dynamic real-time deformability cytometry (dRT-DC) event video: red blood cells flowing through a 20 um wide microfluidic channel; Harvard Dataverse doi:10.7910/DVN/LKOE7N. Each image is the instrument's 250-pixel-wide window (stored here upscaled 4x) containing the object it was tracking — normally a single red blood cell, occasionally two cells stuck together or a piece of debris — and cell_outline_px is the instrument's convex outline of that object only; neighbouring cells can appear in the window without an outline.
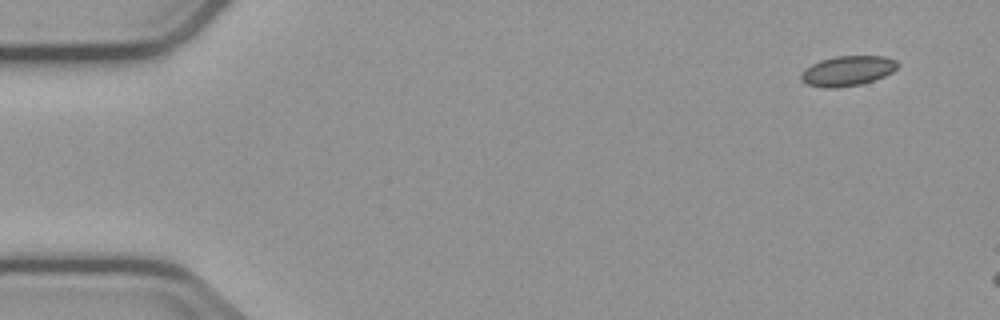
{"species": "common noctule bat (a hibernating species)", "species_latin": "Nyctalus noctula", "temperature_condition": "cold", "stored_images_in_passage": 3, "camera_frame_rate_fps": 3000, "um_per_image_px": 0.085, "animal": {"sex": "male", "body_mass_g": 23.1, "forearm_length_mm": 52.7}, "frame": {"image": 1, "passage_image": 1, "time_ms": 0.0, "image_size_px": [1000, 320], "cell_outline_px": [[900, 64], [892, 72], [884, 76], [860, 84], [836, 88], [824, 88], [808, 84], [800, 80], [800, 76], [812, 64], [820, 60], [836, 56], [884, 56], [896, 60]], "centroid_in_image_um": [72.06, 6.02], "position_along_channel_um": 12.9, "area_um2": 16.7}}